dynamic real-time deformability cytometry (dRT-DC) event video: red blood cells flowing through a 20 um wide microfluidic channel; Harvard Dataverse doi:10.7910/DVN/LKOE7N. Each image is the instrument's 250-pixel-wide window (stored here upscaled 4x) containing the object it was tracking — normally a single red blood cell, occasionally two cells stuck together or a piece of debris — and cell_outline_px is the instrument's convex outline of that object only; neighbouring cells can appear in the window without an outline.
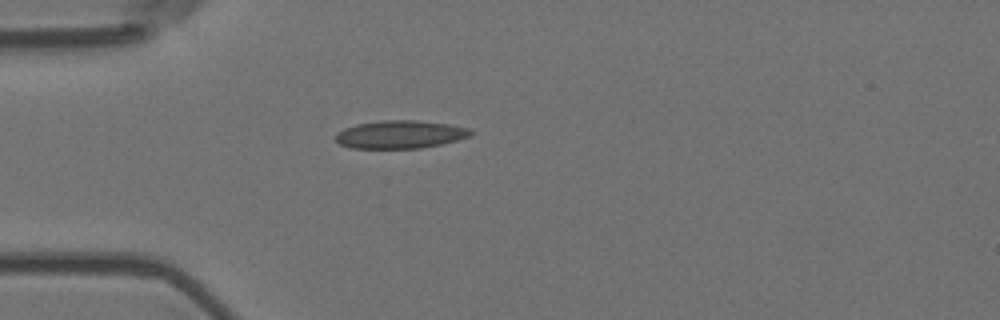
{"species": "Egyptian fruit bat (a non-hibernating species)", "species_latin": "Rousettus aegyptiacus", "temperature_condition": "room temperature", "stored_images_in_passage": 42, "camera_frame_rate_fps": 3000, "um_per_image_px": 0.085, "animal": {"sex": "female"}, "frame": {"image": 1, "passage_image": 1, "time_ms": 0.0, "image_size_px": [1000, 320], "cell_outline_px": [[476, 132], [472, 136], [440, 144], [420, 148], [352, 148], [340, 144], [336, 140], [336, 136], [344, 128], [356, 124], [380, 120], [416, 120], [448, 124], [468, 128]], "centroid_in_image_um": [34.05, 11.42], "position_along_channel_um": 51.0, "area_um2": 21.96}}
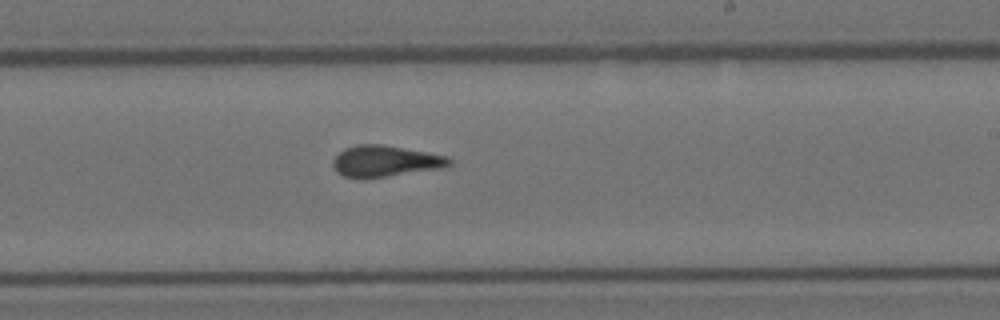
{"frame": {"image": 2, "passage_image": 19, "time_ms": 6.0, "image_size_px": [1000, 320], "cell_outline_px": [[452, 164], [440, 168], [384, 176], [344, 176], [336, 172], [332, 164], [332, 160], [344, 148], [356, 144], [380, 144], [448, 156], [452, 160]], "centroid_in_image_um": [32.73, 13.66], "position_along_channel_um": 256.3, "area_um2": 20.52}}
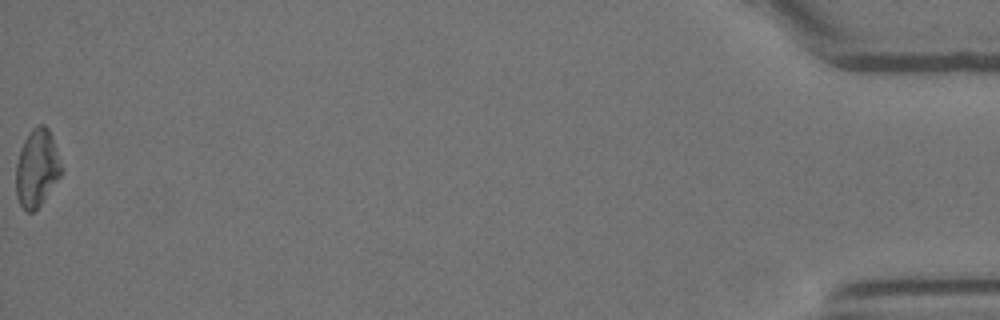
{"frame": {"image": 3, "passage_image": 42, "time_ms": 13.667, "image_size_px": [1000, 320], "cell_outline_px": [[64, 172], [40, 204], [32, 212], [28, 212], [20, 204], [16, 196], [16, 164], [20, 148], [28, 132], [32, 128], [40, 124], [44, 124], [48, 128], [52, 136], [64, 168]], "centroid_in_image_um": [3.15, 14.25], "position_along_channel_um": 432.0, "area_um2": 20.69}, "authors_computed_cell_mechanics": {"area_um2": 20.7213, "velocity_mm_per_s": 3.592, "shape_relaxation_time_tau1_ms": null, "shape_relaxation_time_tau2_ms": 2.2963, "deformation_change_tau1": null, "deformation_change_tau2": 0.0749}}